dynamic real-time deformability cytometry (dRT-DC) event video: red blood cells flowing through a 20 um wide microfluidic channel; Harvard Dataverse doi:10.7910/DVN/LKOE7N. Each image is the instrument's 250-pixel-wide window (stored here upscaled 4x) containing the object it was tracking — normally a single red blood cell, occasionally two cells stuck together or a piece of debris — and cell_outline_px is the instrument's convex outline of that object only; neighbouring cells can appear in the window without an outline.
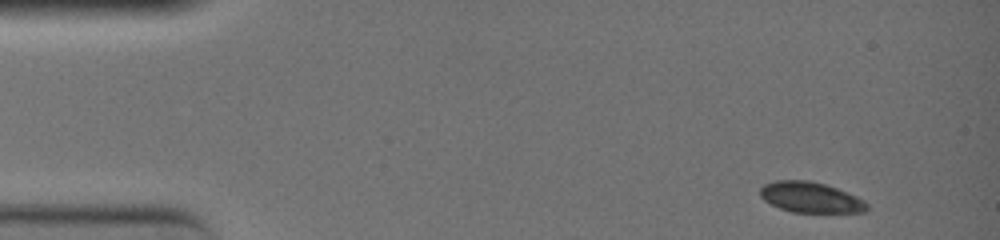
{"species": "common noctule bat (a hibernating species)", "species_latin": "Nyctalus noctula", "temperature_condition": "warm", "stored_images_in_passage": 7, "camera_frame_rate_fps": 3000, "um_per_image_px": 0.085, "animal": {"sex": "female", "body_mass_g": 19.0, "forearm_length_mm": 51.5}, "frame": {"image": 1, "passage_image": 1, "time_ms": 0.0, "image_size_px": [1000, 240], "cell_outline_px": [[868, 208], [864, 212], [792, 212], [780, 208], [764, 200], [760, 196], [760, 188], [764, 184], [776, 180], [812, 180], [836, 188], [856, 196], [864, 200], [868, 204]], "centroid_in_image_um": [68.89, 16.77], "position_along_channel_um": 16.1, "area_um2": 18.96}}
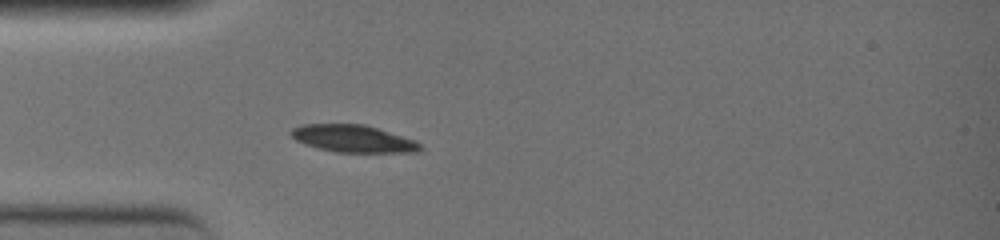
{"frame": {"image": 2, "passage_image": 7, "time_ms": 2.0, "image_size_px": [1000, 240], "cell_outline_px": [[420, 152], [336, 152], [320, 148], [296, 140], [288, 132], [292, 128], [300, 124], [364, 124], [416, 140], [420, 144]], "centroid_in_image_um": [30.01, 11.77], "position_along_channel_um": 55.0, "area_um2": 20.35}}